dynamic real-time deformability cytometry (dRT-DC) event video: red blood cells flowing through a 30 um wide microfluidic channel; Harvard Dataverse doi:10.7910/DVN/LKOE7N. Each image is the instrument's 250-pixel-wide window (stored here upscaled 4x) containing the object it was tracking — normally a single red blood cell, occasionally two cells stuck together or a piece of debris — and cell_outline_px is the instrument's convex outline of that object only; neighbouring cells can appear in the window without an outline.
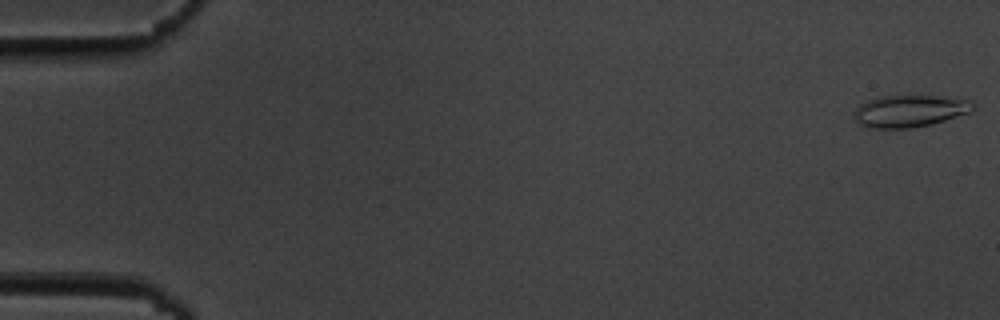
{"species": "common noctule bat (a hibernating species)", "species_latin": "Nyctalus noctula", "temperature_condition": "cold", "stored_images_in_passage": 41, "camera_frame_rate_fps": 3000, "um_per_image_px": 0.085, "animal": {"sex": "male", "body_mass_g": 19.5, "forearm_length_mm": 54.6}, "frame": {"image": 1, "passage_image": 1, "time_ms": 0.0, "image_size_px": [1000, 320], "cell_outline_px": [[976, 104], [968, 112], [932, 124], [912, 128], [868, 128], [860, 124], [852, 116], [856, 108], [860, 104], [876, 96], [936, 96], [972, 100]], "centroid_in_image_um": [77.27, 9.43], "position_along_channel_um": 7.7, "area_um2": 22.14}}
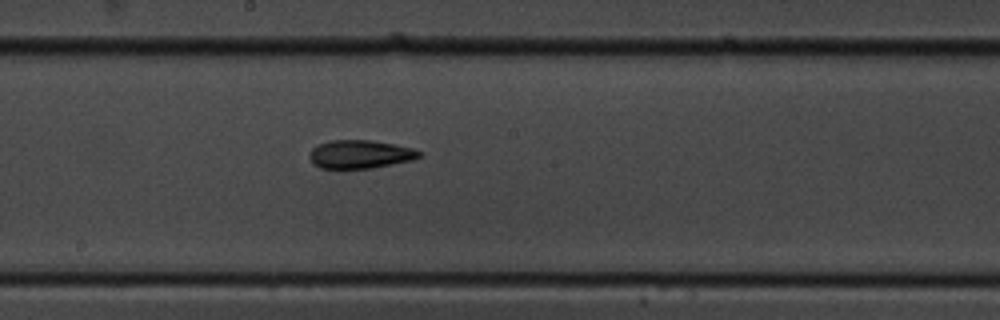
{"frame": {"image": 2, "passage_image": 30, "time_ms": 9.667, "image_size_px": [1000, 320], "cell_outline_px": [[424, 152], [420, 156], [412, 160], [372, 168], [320, 168], [312, 164], [308, 156], [312, 148], [316, 144], [332, 140], [372, 140], [412, 148]], "centroid_in_image_um": [30.57, 13.11], "position_along_channel_um": 217.6, "area_um2": 18.21}}
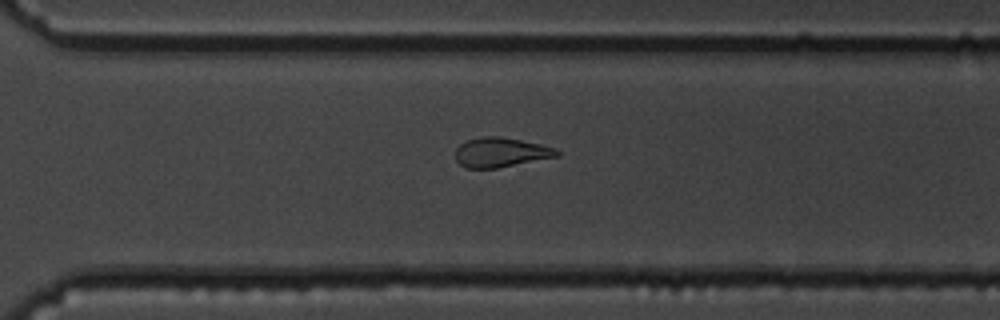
{"frame": {"image": 3, "passage_image": 39, "time_ms": 12.667, "image_size_px": [1000, 320], "cell_outline_px": [[560, 156], [496, 168], [464, 168], [456, 160], [456, 148], [464, 140], [484, 136], [500, 136], [540, 144], [556, 148], [560, 152]], "centroid_in_image_um": [42.56, 12.94], "position_along_channel_um": 328.0, "area_um2": 17.57}}